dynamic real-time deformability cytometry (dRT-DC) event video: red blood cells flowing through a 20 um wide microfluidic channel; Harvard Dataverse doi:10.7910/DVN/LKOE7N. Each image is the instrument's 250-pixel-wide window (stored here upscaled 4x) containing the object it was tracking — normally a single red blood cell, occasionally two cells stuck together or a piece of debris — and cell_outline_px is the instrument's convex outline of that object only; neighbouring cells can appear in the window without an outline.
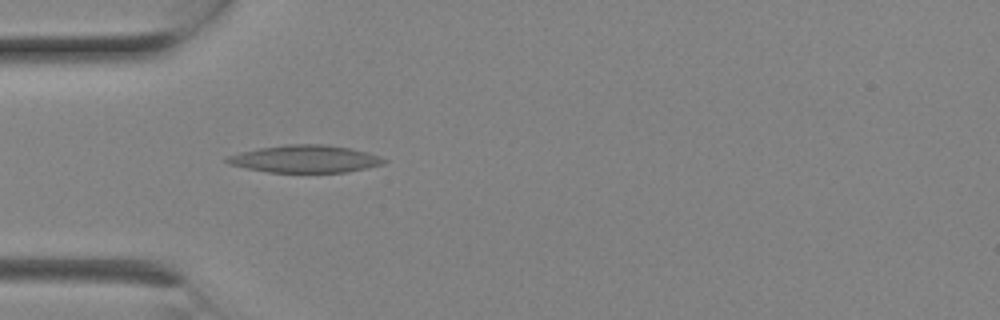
{"species": "Egyptian fruit bat (a non-hibernating species)", "species_latin": "Rousettus aegyptiacus", "temperature_condition": "room temperature", "stored_images_in_passage": 2, "camera_frame_rate_fps": 3000, "um_per_image_px": 0.085, "animal": {"sex": "female"}, "frame": {"image": 1, "passage_image": 2, "time_ms": 0.333, "image_size_px": [1000, 320], "cell_outline_px": [[388, 160], [384, 164], [344, 172], [268, 172], [228, 164], [224, 160], [224, 156], [240, 152], [260, 148], [288, 144], [324, 144], [352, 148], [368, 152], [380, 156]], "centroid_in_image_um": [25.93, 13.5], "position_along_channel_um": 59.1, "area_um2": 25.09}}